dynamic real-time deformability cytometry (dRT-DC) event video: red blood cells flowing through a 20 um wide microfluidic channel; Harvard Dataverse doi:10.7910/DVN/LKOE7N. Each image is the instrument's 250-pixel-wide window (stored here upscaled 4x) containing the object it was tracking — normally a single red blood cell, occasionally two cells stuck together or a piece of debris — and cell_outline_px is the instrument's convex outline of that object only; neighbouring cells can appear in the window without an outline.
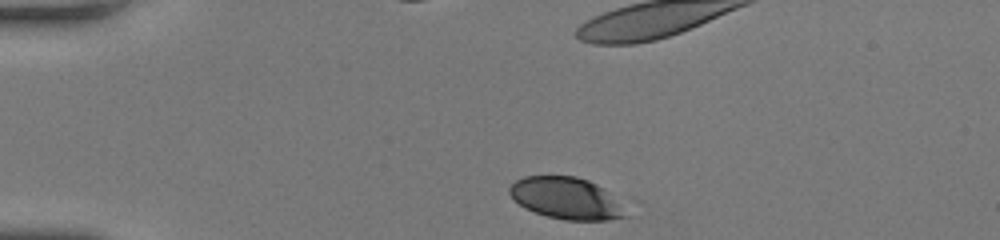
{"species": "human", "species_latin": "Homo sapiens", "temperature_condition": "room temperature", "stored_images_in_passage": 9, "camera_frame_rate_fps": 3000, "um_per_image_px": 0.085, "donor": {"sex": "female"}, "frame": {"image": 1, "passage_image": 1, "time_ms": 0.0, "image_size_px": [1000, 240], "cell_outline_px": [[628, 216], [608, 220], [564, 220], [548, 216], [524, 208], [508, 192], [508, 188], [516, 180], [524, 176], [576, 176], [588, 180], [604, 188], [620, 204]], "centroid_in_image_um": [48.11, 16.84], "position_along_channel_um": 36.9, "area_um2": 27.98}}